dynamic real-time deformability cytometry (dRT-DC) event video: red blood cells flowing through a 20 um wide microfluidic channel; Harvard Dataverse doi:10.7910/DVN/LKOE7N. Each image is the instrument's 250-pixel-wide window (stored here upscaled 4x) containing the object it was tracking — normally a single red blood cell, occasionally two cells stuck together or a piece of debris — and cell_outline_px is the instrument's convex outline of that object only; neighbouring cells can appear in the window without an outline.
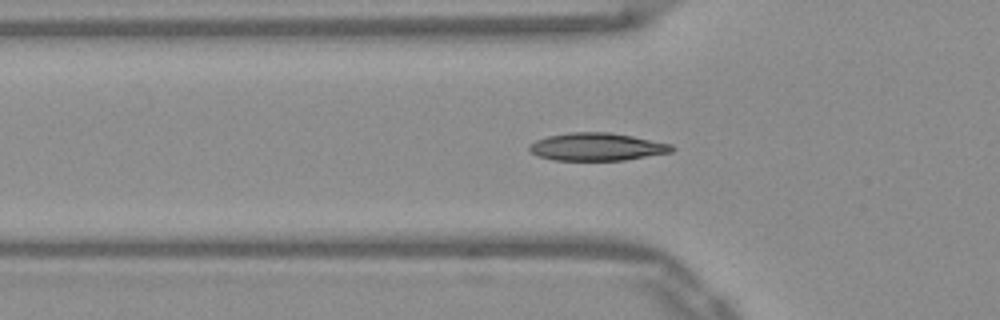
{"species": "Egyptian fruit bat (a non-hibernating species)", "species_latin": "Rousettus aegyptiacus", "temperature_condition": "warm", "stored_images_in_passage": 42, "segment_of_instrument_passage": [1, 2], "camera_frame_rate_fps": 3000, "um_per_image_px": 0.085, "frame": {"image": 1, "passage_image": 6, "time_ms": 1.667, "image_size_px": [1000, 320], "cell_outline_px": [[676, 148], [672, 152], [624, 160], [552, 160], [536, 156], [528, 152], [528, 148], [536, 140], [548, 136], [568, 132], [608, 132], [632, 136], [672, 144]], "centroid_in_image_um": [50.72, 12.48], "position_along_channel_um": 75.1, "area_um2": 23.12}}
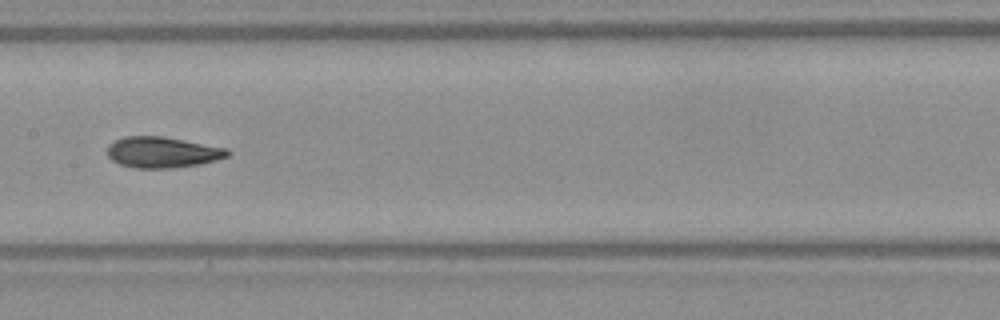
{"frame": {"image": 2, "passage_image": 15, "time_ms": 4.667, "image_size_px": [1000, 320], "cell_outline_px": [[232, 152], [228, 156], [216, 160], [200, 164], [172, 168], [132, 168], [120, 164], [112, 160], [108, 156], [108, 144], [124, 136], [164, 136], [228, 148]], "centroid_in_image_um": [13.82, 12.94], "position_along_channel_um": 193.6, "area_um2": 21.85}}
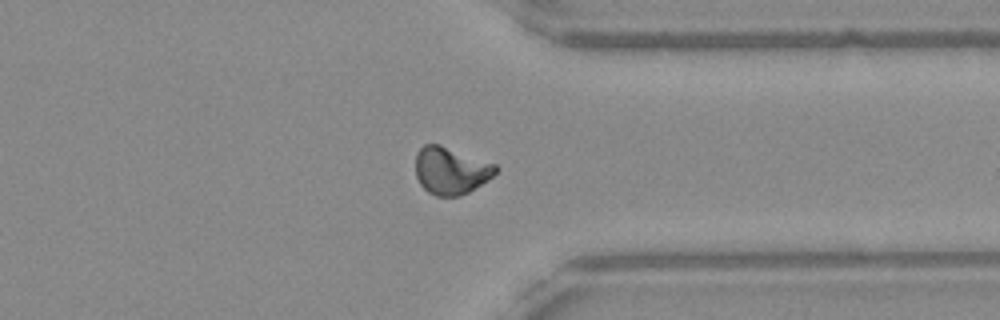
{"frame": {"image": 3, "passage_image": 29, "time_ms": 9.333, "image_size_px": [1000, 320], "cell_outline_px": [[500, 168], [488, 180], [468, 192], [460, 196], [436, 196], [428, 192], [420, 184], [416, 176], [416, 152], [424, 144], [440, 144], [496, 164]], "centroid_in_image_um": [38.32, 14.49], "position_along_channel_um": 373.1, "area_um2": 22.14}}